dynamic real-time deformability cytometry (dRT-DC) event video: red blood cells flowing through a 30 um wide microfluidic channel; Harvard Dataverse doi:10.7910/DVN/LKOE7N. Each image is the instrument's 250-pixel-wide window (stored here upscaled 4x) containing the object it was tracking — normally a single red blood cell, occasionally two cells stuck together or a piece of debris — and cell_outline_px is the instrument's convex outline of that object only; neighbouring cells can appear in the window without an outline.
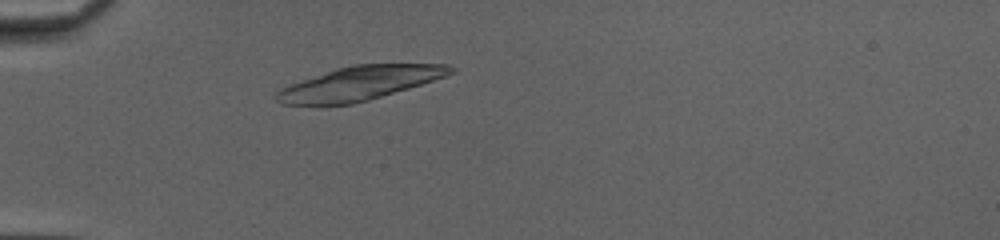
{"species": "common noctule bat (a hibernating species)", "species_latin": "Nyctalus noctula", "temperature_condition": "cold", "stored_images_in_passage": 42, "camera_frame_rate_fps": 3000, "um_per_image_px": 0.085, "animal": {"sex": "female", "body_mass_g": 20.0, "forearm_length_mm": 54.0}, "frame": {"image": 1, "passage_image": 8, "time_ms": 2.333, "image_size_px": [1000, 240], "cell_outline_px": [[456, 72], [408, 88], [368, 100], [352, 104], [284, 104], [276, 100], [272, 96], [280, 88], [336, 68], [352, 64], [448, 64], [456, 68]], "centroid_in_image_um": [30.56, 7.06], "position_along_channel_um": 54.4, "area_um2": 33.81}}